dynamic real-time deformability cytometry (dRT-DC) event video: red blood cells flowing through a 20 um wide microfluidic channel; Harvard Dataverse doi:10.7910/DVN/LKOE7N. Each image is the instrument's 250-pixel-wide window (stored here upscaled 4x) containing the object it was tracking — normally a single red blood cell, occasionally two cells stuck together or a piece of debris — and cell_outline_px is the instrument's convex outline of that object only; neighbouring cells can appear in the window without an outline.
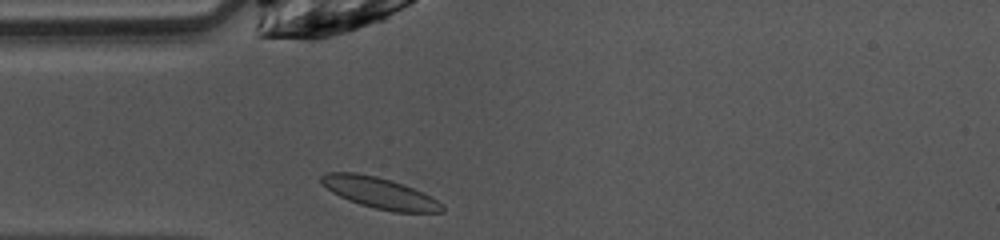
{"species": "common noctule bat (a hibernating species)", "species_latin": "Nyctalus noctula", "temperature_condition": "warm", "stored_images_in_passage": 32, "camera_frame_rate_fps": 3000, "um_per_image_px": 0.085, "animal": {"sex": "female", "body_mass_g": 10.0, "forearm_length_mm": 53.1}, "frame": {"image": 1, "passage_image": 1, "time_ms": 0.0, "image_size_px": [1000, 240], "cell_outline_px": [[444, 212], [392, 212], [360, 204], [348, 200], [332, 192], [320, 180], [320, 176], [324, 172], [356, 172], [376, 176], [392, 180], [412, 188], [444, 204]], "centroid_in_image_um": [32.25, 16.39], "position_along_channel_um": 52.7, "area_um2": 21.62}}
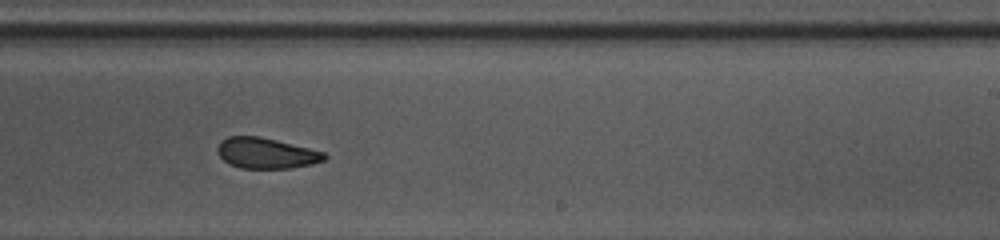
{"frame": {"image": 2, "passage_image": 17, "time_ms": 5.333, "image_size_px": [1000, 240], "cell_outline_px": [[328, 156], [324, 160], [312, 164], [292, 168], [240, 168], [228, 164], [220, 156], [216, 148], [220, 140], [228, 136], [260, 136], [324, 152]], "centroid_in_image_um": [22.59, 13.02], "position_along_channel_um": 266.4, "area_um2": 19.13}}
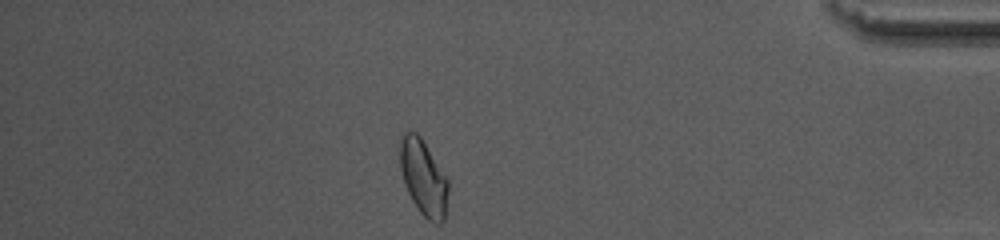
{"frame": {"image": 3, "passage_image": 30, "time_ms": 9.667, "image_size_px": [1000, 240], "cell_outline_px": [[448, 192], [444, 220], [440, 224], [436, 224], [428, 220], [420, 212], [412, 200], [404, 184], [400, 168], [400, 136], [404, 132], [416, 132], [420, 136], [448, 180]], "centroid_in_image_um": [35.98, 15.11], "position_along_channel_um": 399.2, "area_um2": 21.1}}